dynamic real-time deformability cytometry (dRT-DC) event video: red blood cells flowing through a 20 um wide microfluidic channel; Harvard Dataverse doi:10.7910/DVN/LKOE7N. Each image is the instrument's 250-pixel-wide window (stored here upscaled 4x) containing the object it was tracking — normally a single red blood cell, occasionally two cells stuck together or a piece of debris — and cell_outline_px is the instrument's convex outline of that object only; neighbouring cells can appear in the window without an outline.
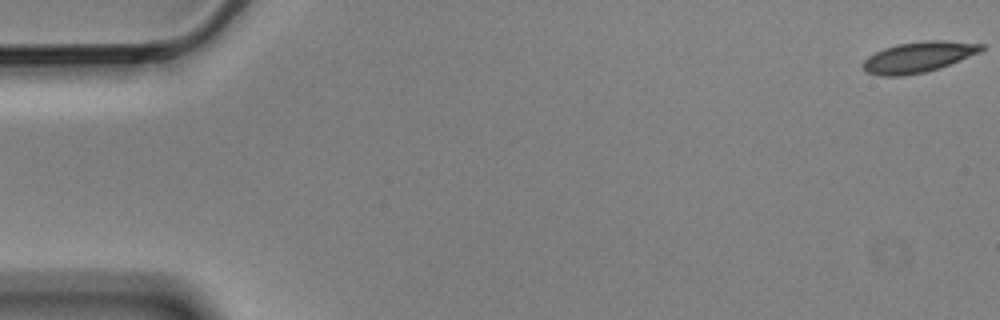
{"species": "Egyptian fruit bat (a non-hibernating species)", "species_latin": "Rousettus aegyptiacus", "temperature_condition": "cold", "stored_images_in_passage": 6, "camera_frame_rate_fps": 3000, "um_per_image_px": 0.085, "animal": {"sex": "male"}, "frame": {"image": 1, "passage_image": 1, "time_ms": 0.0, "image_size_px": [1000, 320], "cell_outline_px": [[984, 48], [980, 52], [940, 68], [924, 72], [904, 76], [880, 76], [864, 72], [860, 64], [868, 56], [884, 48], [896, 44], [924, 40], [944, 40], [984, 44]], "centroid_in_image_um": [78.02, 4.85], "position_along_channel_um": 7.0, "area_um2": 21.39}}
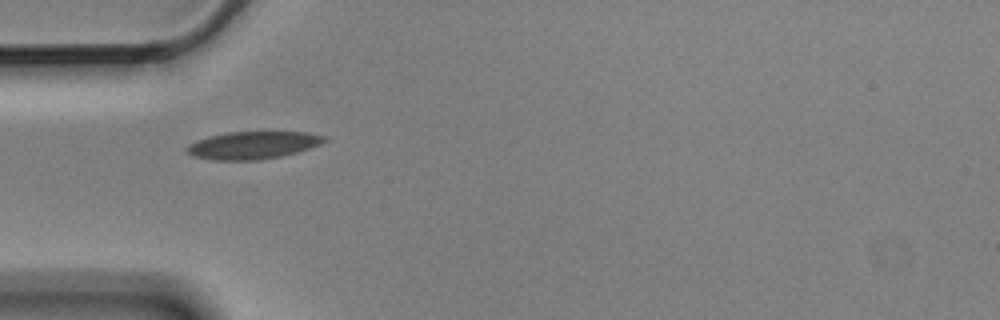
{"frame": {"image": 2, "passage_image": 5, "time_ms": 1.333, "image_size_px": [1000, 320], "cell_outline_px": [[328, 140], [320, 144], [296, 152], [280, 156], [260, 160], [212, 160], [192, 156], [184, 148], [188, 144], [196, 140], [208, 136], [228, 132], [308, 132], [324, 136]], "centroid_in_image_um": [21.44, 12.34], "position_along_channel_um": 63.6, "area_um2": 22.08}}
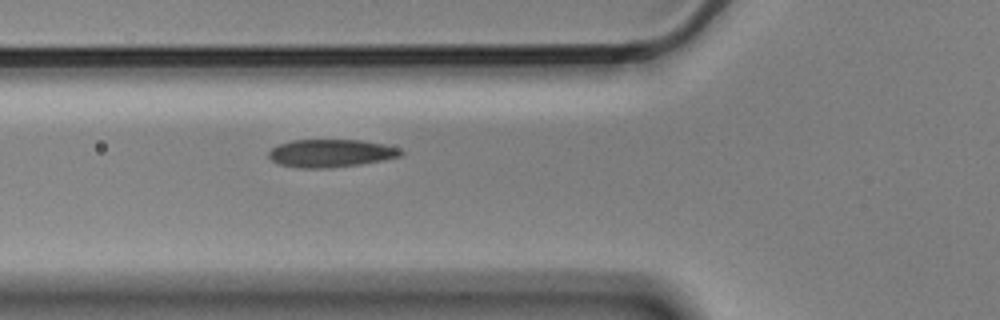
{"frame": {"image": 3, "passage_image": 6, "time_ms": 1.667, "image_size_px": [1000, 320], "cell_outline_px": [[404, 152], [400, 156], [384, 160], [360, 164], [328, 168], [300, 168], [276, 164], [268, 156], [268, 152], [276, 144], [292, 140], [360, 140], [384, 144], [400, 148]], "centroid_in_image_um": [28.09, 13.02], "position_along_channel_um": 97.7, "area_um2": 21.62}}